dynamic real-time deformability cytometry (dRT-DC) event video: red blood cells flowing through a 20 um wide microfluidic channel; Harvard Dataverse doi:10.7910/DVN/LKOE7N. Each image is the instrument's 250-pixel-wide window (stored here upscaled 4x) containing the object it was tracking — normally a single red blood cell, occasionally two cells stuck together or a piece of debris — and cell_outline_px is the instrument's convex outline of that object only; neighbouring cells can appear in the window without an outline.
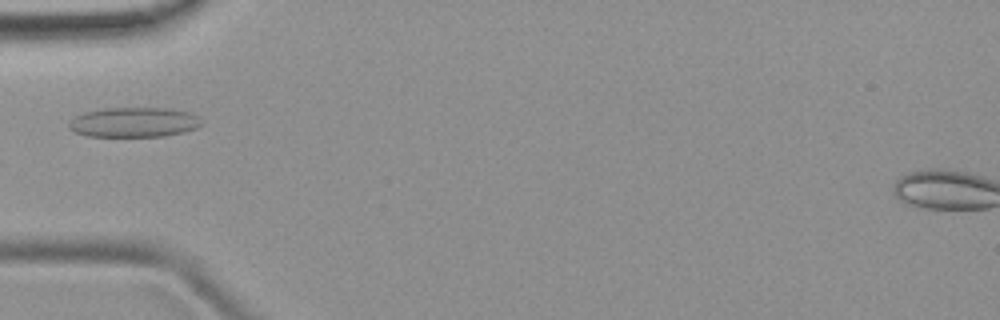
{"species": "common noctule bat (a hibernating species)", "species_latin": "Nyctalus noctula", "temperature_condition": "room temperature", "stored_images_in_passage": 5, "camera_frame_rate_fps": 3000, "um_per_image_px": 0.085, "animal": {"sex": "female", "body_mass_g": 19.9}, "frame": {"image": 1, "passage_image": 4, "time_ms": 3.667, "image_size_px": [1000, 320], "cell_outline_px": [[200, 124], [196, 128], [184, 132], [164, 136], [88, 136], [76, 132], [68, 128], [68, 124], [76, 116], [84, 112], [108, 108], [168, 108], [188, 112], [200, 116]], "centroid_in_image_um": [11.4, 10.39], "position_along_channel_um": 73.6, "area_um2": 22.89}}
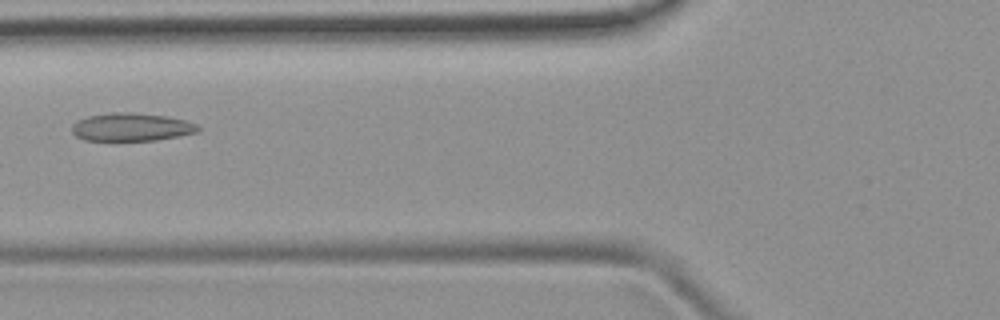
{"frame": {"image": 2, "passage_image": 5, "time_ms": 4.667, "image_size_px": [1000, 320], "cell_outline_px": [[200, 128], [196, 132], [156, 140], [116, 144], [84, 140], [76, 136], [72, 132], [72, 124], [76, 120], [88, 116], [112, 112], [132, 112], [164, 116], [184, 120], [196, 124]], "centroid_in_image_um": [11.06, 10.85], "position_along_channel_um": 114.7, "area_um2": 21.44}}